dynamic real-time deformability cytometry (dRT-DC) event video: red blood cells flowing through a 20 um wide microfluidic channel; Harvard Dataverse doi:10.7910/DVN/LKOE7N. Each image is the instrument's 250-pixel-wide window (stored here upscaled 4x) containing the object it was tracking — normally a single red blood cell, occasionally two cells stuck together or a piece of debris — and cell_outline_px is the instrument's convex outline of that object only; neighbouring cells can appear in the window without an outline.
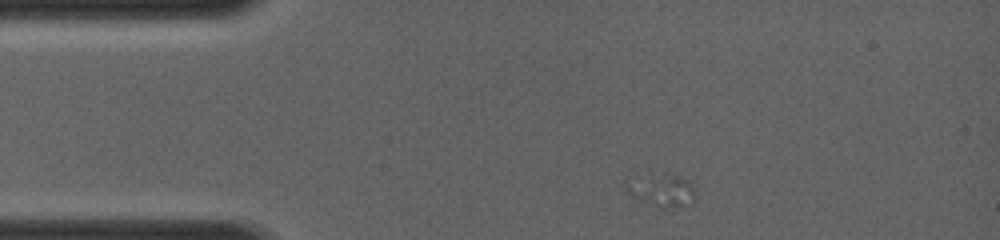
{"species": "common noctule bat (a hibernating species)", "species_latin": "Nyctalus noctula", "temperature_condition": "room temperature", "stored_images_in_passage": 7, "camera_frame_rate_fps": 4000, "um_per_image_px": 0.085, "animal": {"sex": "female", "body_mass_g": 19.0, "forearm_length_mm": 56.7}, "frame": {"image": 1, "passage_image": 1, "time_ms": 0.0, "image_size_px": [1000, 240], "cell_outline_px": [[696, 192], [692, 204], [664, 208], [660, 208], [628, 192], [624, 184], [624, 180], [652, 176], [680, 176], [688, 180], [692, 184]], "centroid_in_image_um": [56.31, 16.19], "position_along_channel_um": 28.7, "area_um2": 12.48}}